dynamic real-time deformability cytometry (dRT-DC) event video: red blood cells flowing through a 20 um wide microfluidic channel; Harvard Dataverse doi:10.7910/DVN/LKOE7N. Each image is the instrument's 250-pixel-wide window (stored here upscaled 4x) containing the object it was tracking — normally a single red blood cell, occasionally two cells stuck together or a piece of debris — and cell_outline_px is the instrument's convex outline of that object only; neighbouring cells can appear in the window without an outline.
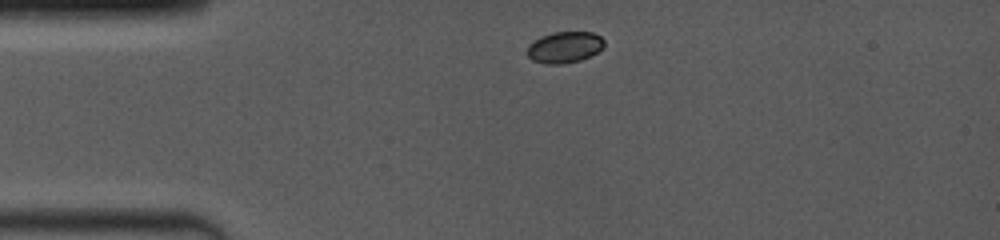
{"species": "common noctule bat (a hibernating species)", "species_latin": "Nyctalus noctula", "temperature_condition": "room temperature", "stored_images_in_passage": 2, "camera_frame_rate_fps": 4000, "um_per_image_px": 0.085, "animal": {"sex": "female", "body_mass_g": 19.0, "forearm_length_mm": 53.3}, "frame": {"image": 1, "passage_image": 1, "time_ms": 0.0, "image_size_px": [1000, 240], "cell_outline_px": [[604, 48], [580, 60], [564, 64], [544, 64], [532, 60], [528, 56], [528, 44], [540, 36], [552, 32], [592, 32], [600, 36], [604, 40]], "centroid_in_image_um": [47.97, 4.01], "position_along_channel_um": 37.0, "area_um2": 14.1}}